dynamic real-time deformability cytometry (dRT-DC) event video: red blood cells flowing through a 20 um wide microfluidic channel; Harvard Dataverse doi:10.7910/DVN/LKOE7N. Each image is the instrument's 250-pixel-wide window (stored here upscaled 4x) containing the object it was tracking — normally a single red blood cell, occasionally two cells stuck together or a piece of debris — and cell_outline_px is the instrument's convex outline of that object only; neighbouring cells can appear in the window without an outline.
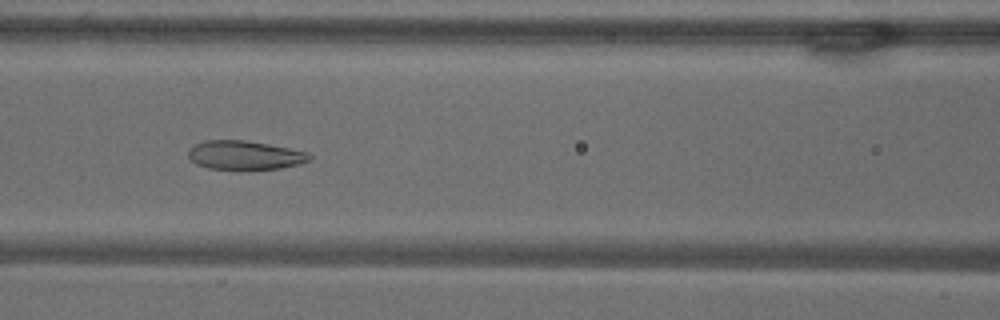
{"species": "common noctule bat (a hibernating species)", "species_latin": "Nyctalus noctula", "temperature_condition": "warm", "stored_images_in_passage": 55, "camera_frame_rate_fps": 3000, "um_per_image_px": 0.085, "animal": {"sex": "male", "body_mass_g": 18.8}, "frame": {"image": 1, "passage_image": 24, "time_ms": 7.667, "image_size_px": [1000, 320], "cell_outline_px": [[312, 156], [308, 160], [300, 164], [280, 168], [248, 172], [208, 168], [196, 164], [188, 156], [188, 152], [196, 144], [204, 140], [244, 140], [268, 144], [308, 152]], "centroid_in_image_um": [20.81, 13.23], "position_along_channel_um": 145.8, "area_um2": 20.92}}
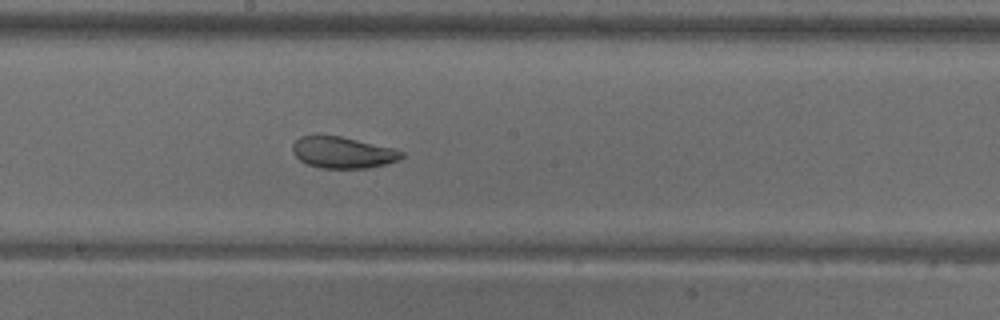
{"frame": {"image": 2, "passage_image": 30, "time_ms": 9.667, "image_size_px": [1000, 320], "cell_outline_px": [[404, 156], [396, 160], [384, 164], [368, 168], [320, 168], [308, 164], [300, 160], [292, 152], [292, 144], [300, 136], [340, 136], [396, 148], [404, 152]], "centroid_in_image_um": [29.14, 12.96], "position_along_channel_um": 219.1, "area_um2": 19.88}}
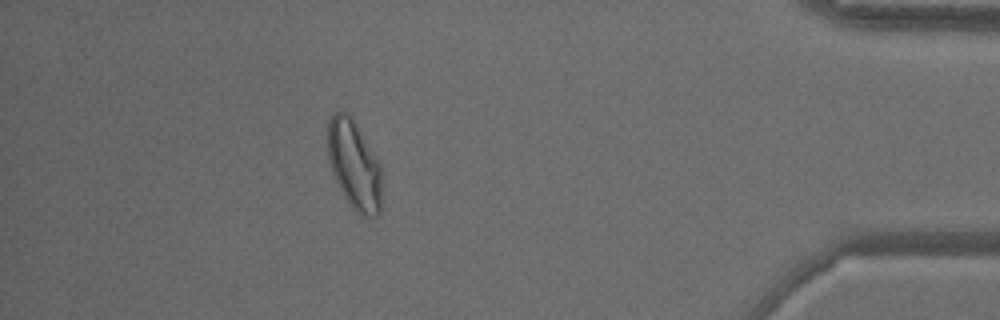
{"frame": {"image": 3, "passage_image": 49, "time_ms": 16.0, "image_size_px": [1000, 320], "cell_outline_px": [[380, 212], [376, 216], [360, 216], [352, 208], [344, 196], [332, 172], [328, 156], [328, 120], [340, 108], [348, 112], [376, 160], [380, 168]], "centroid_in_image_um": [30.07, 14.03], "position_along_channel_um": 405.1, "area_um2": 27.28}, "authors_computed_cell_mechanics": {"area_um2": 26.1834, "velocity_mm_per_s": 3.673, "shape_relaxation_time_tau1_ms": null, "shape_relaxation_time_tau2_ms": 1.2628, "deformation_change_tau1": null, "deformation_change_tau2": 0.0647}}